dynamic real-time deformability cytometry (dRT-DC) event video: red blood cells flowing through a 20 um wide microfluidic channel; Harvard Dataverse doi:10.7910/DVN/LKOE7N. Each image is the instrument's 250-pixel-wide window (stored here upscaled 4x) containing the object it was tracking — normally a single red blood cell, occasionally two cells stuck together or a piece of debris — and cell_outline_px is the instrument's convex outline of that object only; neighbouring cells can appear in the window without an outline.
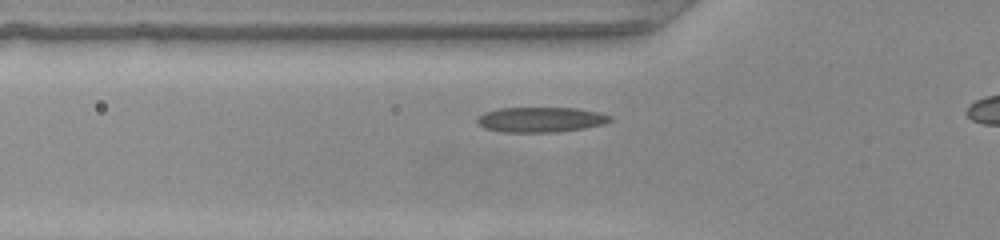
{"species": "common noctule bat (a hibernating species)", "species_latin": "Nyctalus noctula", "temperature_condition": "warm", "stored_images_in_passage": 33, "camera_frame_rate_fps": 3000, "um_per_image_px": 0.085, "animal": {"sex": "female", "body_mass_g": 22.0, "forearm_length_mm": 56.7}, "frame": {"image": 1, "passage_image": 9, "time_ms": 2.667, "image_size_px": [1000, 240], "cell_outline_px": [[612, 120], [604, 124], [584, 128], [556, 132], [504, 132], [484, 128], [476, 120], [484, 112], [500, 108], [576, 108], [600, 112], [612, 116]], "centroid_in_image_um": [46.0, 10.16], "position_along_channel_um": 79.8, "area_um2": 19.42}}
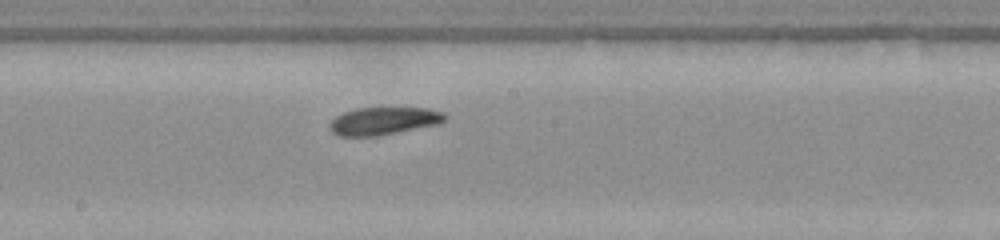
{"frame": {"image": 2, "passage_image": 19, "time_ms": 6.0, "image_size_px": [1000, 240], "cell_outline_px": [[448, 116], [440, 124], [376, 136], [340, 136], [332, 132], [328, 128], [328, 124], [336, 116], [344, 112], [356, 108], [428, 108], [444, 112]], "centroid_in_image_um": [32.62, 10.28], "position_along_channel_um": 215.6, "area_um2": 18.67}}
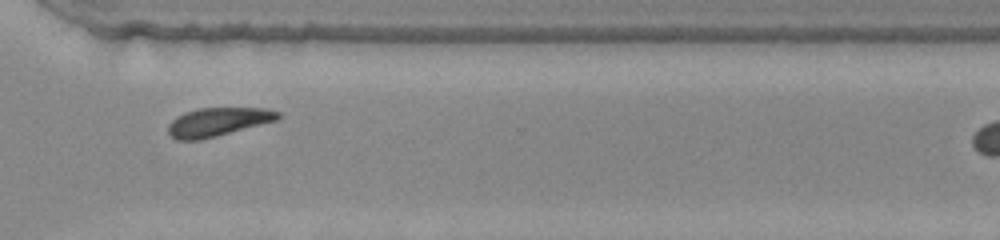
{"frame": {"image": 3, "passage_image": 29, "time_ms": 9.333, "image_size_px": [1000, 240], "cell_outline_px": [[280, 116], [276, 120], [200, 140], [176, 140], [168, 132], [168, 124], [176, 116], [184, 112], [200, 108], [264, 108], [280, 112]], "centroid_in_image_um": [18.47, 10.35], "position_along_channel_um": 352.1, "area_um2": 18.03}}